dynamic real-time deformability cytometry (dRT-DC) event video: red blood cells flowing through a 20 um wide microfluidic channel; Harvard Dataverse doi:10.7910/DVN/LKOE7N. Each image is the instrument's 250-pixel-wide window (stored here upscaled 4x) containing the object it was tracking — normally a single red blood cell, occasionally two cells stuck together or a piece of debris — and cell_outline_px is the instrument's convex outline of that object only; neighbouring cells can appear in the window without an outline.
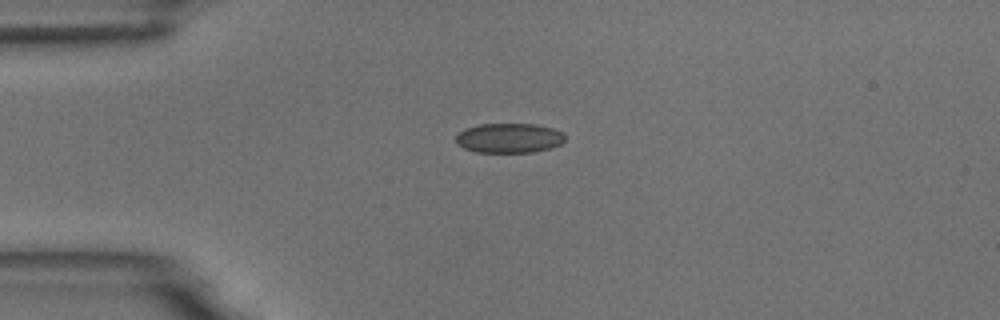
{"species": "common noctule bat (a hibernating species)", "species_latin": "Nyctalus noctula", "temperature_condition": "room temperature", "stored_images_in_passage": 5, "camera_frame_rate_fps": 3000, "um_per_image_px": 0.085, "animal": {"sex": "male", "body_mass_g": 18.8}, "frame": {"image": 1, "passage_image": 1, "time_ms": 0.0, "image_size_px": [1000, 320], "cell_outline_px": [[564, 140], [560, 144], [552, 148], [532, 152], [476, 152], [464, 148], [456, 144], [456, 136], [464, 128], [480, 124], [536, 124], [552, 128], [564, 132]], "centroid_in_image_um": [43.27, 11.73], "position_along_channel_um": 41.7, "area_um2": 18.96}}